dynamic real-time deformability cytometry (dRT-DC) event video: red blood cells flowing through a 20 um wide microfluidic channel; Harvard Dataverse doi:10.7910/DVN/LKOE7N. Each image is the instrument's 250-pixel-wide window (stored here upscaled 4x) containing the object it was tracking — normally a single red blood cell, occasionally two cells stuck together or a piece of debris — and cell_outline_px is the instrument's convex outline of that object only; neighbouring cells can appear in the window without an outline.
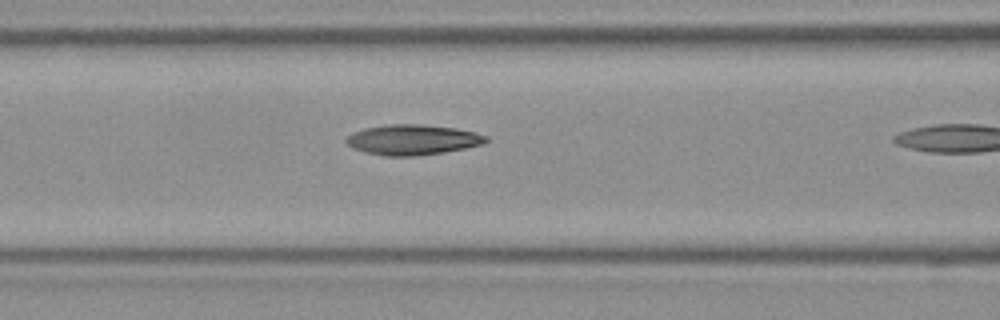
{"species": "Egyptian fruit bat (a non-hibernating species)", "species_latin": "Rousettus aegyptiacus", "temperature_condition": "room temperature", "stored_images_in_passage": 11, "camera_frame_rate_fps": 3000, "um_per_image_px": 0.085, "frame": {"image": 1, "passage_image": 10, "time_ms": 3.0, "image_size_px": [1000, 320], "cell_outline_px": [[488, 140], [484, 144], [444, 152], [416, 156], [384, 156], [364, 152], [352, 148], [344, 140], [352, 132], [364, 128], [388, 124], [420, 124], [456, 128], [476, 132], [488, 136]], "centroid_in_image_um": [35.06, 11.87], "position_along_channel_um": 131.5, "area_um2": 24.85}}